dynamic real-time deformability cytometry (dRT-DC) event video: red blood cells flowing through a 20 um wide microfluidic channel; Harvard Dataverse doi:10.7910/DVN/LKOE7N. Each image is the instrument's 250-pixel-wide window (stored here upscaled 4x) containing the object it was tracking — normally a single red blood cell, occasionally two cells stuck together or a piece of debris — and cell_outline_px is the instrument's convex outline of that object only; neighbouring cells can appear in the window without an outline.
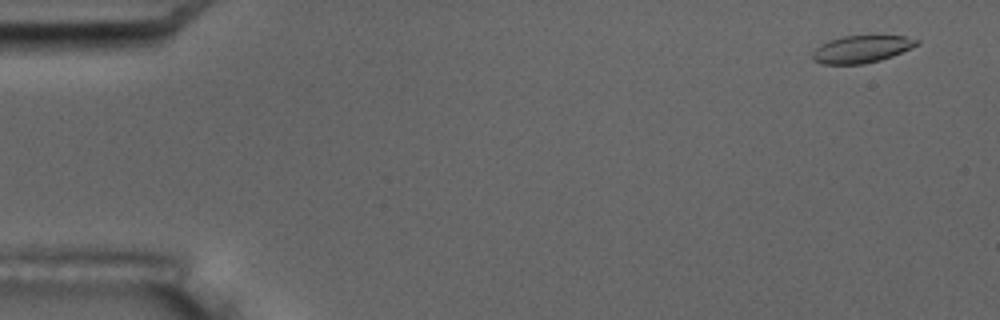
{"species": "common noctule bat (a hibernating species)", "species_latin": "Nyctalus noctula", "temperature_condition": "room temperature", "stored_images_in_passage": 6, "camera_frame_rate_fps": 3000, "um_per_image_px": 0.085, "animal": {"sex": "male", "body_mass_g": 17.5, "forearm_length_mm": 52.3}, "frame": {"image": 1, "passage_image": 2, "time_ms": 1.0, "image_size_px": [1000, 320], "cell_outline_px": [[920, 44], [892, 56], [880, 60], [864, 64], [820, 64], [812, 60], [812, 52], [820, 44], [828, 40], [844, 36], [908, 36], [920, 40]], "centroid_in_image_um": [73.22, 4.18], "position_along_channel_um": 11.8, "area_um2": 16.7}}